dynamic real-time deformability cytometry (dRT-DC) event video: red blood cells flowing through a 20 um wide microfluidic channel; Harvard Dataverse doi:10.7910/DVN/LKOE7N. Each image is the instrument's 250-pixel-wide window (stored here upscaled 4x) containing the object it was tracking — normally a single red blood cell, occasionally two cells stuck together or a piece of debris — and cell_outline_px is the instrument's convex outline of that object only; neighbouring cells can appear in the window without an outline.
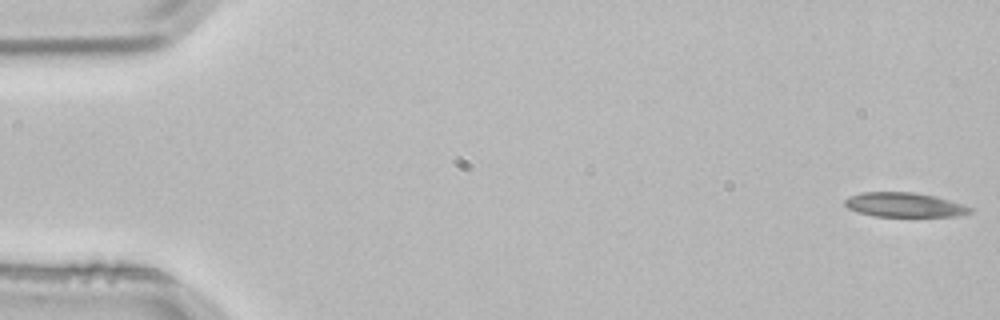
{"species": "common noctule bat (a hibernating species)", "species_latin": "Nyctalus noctula", "temperature_condition": "room temperature", "stored_images_in_passage": 3, "camera_frame_rate_fps": 3000, "um_per_image_px": 0.085, "animal": {"sex": "male", "body_mass_g": 21.5, "forearm_length_mm": 52.0}, "frame": {"image": 1, "passage_image": 1, "time_ms": 0.0, "image_size_px": [1000, 320], "cell_outline_px": [[976, 208], [972, 212], [956, 216], [876, 216], [860, 212], [848, 208], [844, 204], [844, 200], [848, 196], [860, 192], [912, 192], [936, 196], [964, 204]], "centroid_in_image_um": [76.91, 17.4], "position_along_channel_um": 8.1, "area_um2": 17.92}}